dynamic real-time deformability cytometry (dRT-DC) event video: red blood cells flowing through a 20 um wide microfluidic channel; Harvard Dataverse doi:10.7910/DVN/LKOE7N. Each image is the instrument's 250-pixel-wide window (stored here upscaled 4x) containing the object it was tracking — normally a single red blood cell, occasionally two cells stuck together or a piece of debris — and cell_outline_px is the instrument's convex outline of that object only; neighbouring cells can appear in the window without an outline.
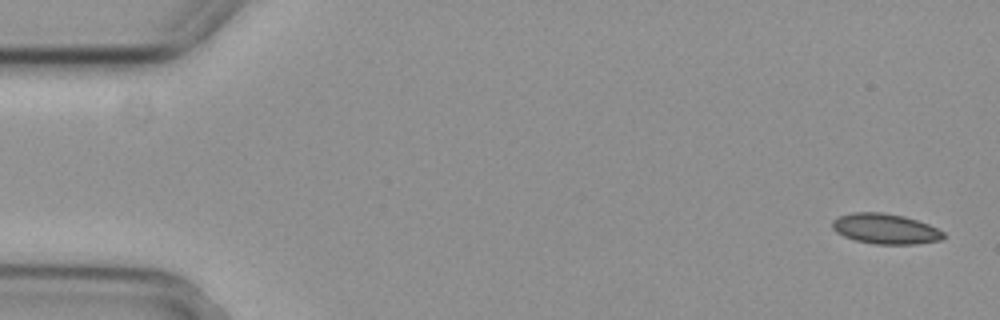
{"species": "common noctule bat (a hibernating species)", "species_latin": "Nyctalus noctula", "temperature_condition": "cold", "stored_images_in_passage": 5, "camera_frame_rate_fps": 3000, "um_per_image_px": 0.085, "animal": {"sex": "female", "body_mass_g": 29.2, "forearm_length_mm": 56.3}, "frame": {"image": 1, "passage_image": 1, "time_ms": 0.0, "image_size_px": [1000, 320], "cell_outline_px": [[944, 236], [940, 240], [916, 244], [876, 244], [856, 240], [844, 236], [836, 232], [832, 228], [832, 220], [840, 216], [852, 212], [880, 212], [904, 216], [928, 224], [944, 232]], "centroid_in_image_um": [75.24, 19.44], "position_along_channel_um": 9.8, "area_um2": 19.48}}
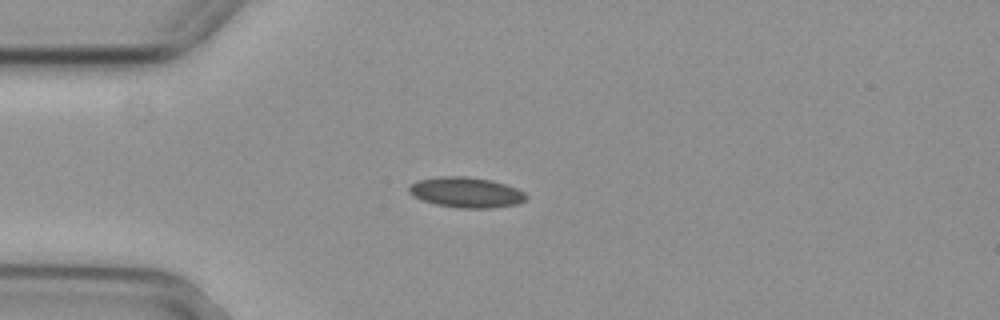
{"frame": {"image": 2, "passage_image": 4, "time_ms": 1.0, "image_size_px": [1000, 320], "cell_outline_px": [[528, 200], [520, 204], [492, 208], [460, 208], [436, 204], [412, 196], [408, 192], [408, 188], [416, 180], [440, 176], [464, 176], [492, 180], [516, 188], [524, 192], [528, 196]], "centroid_in_image_um": [39.65, 16.35], "position_along_channel_um": 45.3, "area_um2": 20.92}}
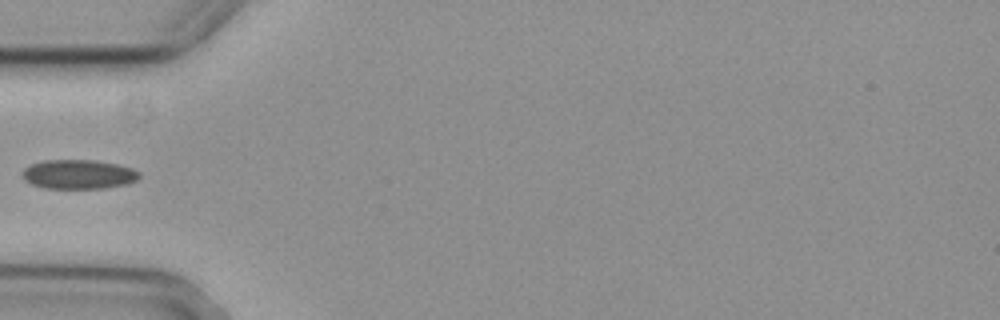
{"frame": {"image": 3, "passage_image": 5, "time_ms": 1.333, "image_size_px": [1000, 320], "cell_outline_px": [[140, 176], [136, 180], [128, 184], [104, 188], [44, 188], [32, 184], [24, 180], [20, 172], [24, 168], [32, 164], [44, 160], [92, 160], [116, 164], [132, 168], [140, 172]], "centroid_in_image_um": [6.66, 14.82], "position_along_channel_um": 78.3, "area_um2": 20.0}}